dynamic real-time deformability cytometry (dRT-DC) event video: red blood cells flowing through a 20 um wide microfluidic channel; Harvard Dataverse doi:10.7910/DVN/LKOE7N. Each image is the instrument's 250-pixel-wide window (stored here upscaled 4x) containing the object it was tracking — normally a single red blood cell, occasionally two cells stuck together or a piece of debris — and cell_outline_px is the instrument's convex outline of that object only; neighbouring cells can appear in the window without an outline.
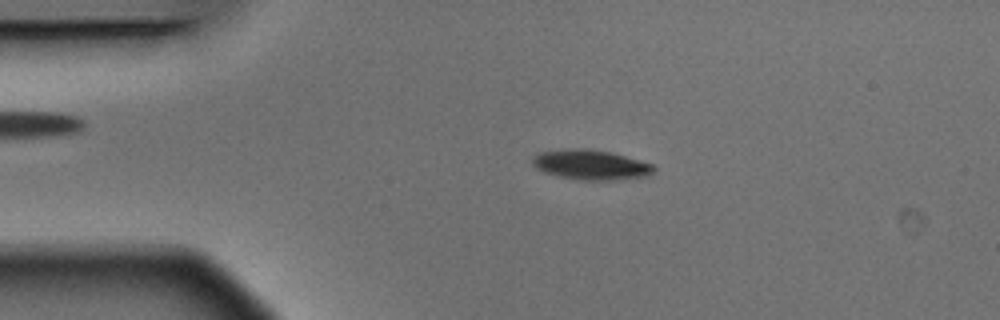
{"species": "Egyptian fruit bat (a non-hibernating species)", "species_latin": "Rousettus aegyptiacus", "temperature_condition": "warm", "stored_images_in_passage": 4, "camera_frame_rate_fps": 3000, "um_per_image_px": 0.085, "animal": {"sex": "male"}, "frame": {"image": 1, "passage_image": 3, "time_ms": 0.667, "image_size_px": [1000, 320], "cell_outline_px": [[656, 168], [652, 172], [644, 176], [620, 180], [580, 180], [560, 176], [544, 172], [536, 168], [532, 164], [532, 156], [540, 152], [572, 148], [584, 148], [612, 152], [652, 164]], "centroid_in_image_um": [50.19, 14.0], "position_along_channel_um": 34.8, "area_um2": 21.1}}